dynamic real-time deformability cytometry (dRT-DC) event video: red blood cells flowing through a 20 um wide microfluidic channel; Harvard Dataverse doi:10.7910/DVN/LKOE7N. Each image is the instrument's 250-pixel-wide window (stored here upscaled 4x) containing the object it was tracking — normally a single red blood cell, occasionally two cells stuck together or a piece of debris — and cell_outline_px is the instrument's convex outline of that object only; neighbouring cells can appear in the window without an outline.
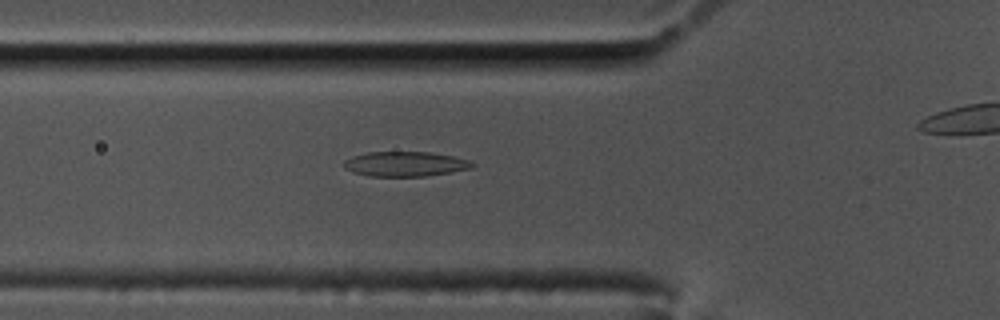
{"species": "common noctule bat (a hibernating species)", "species_latin": "Nyctalus noctula", "temperature_condition": "cold", "stored_images_in_passage": 43, "camera_frame_rate_fps": 3000, "um_per_image_px": 0.085, "animal": {"sex": "male", "body_mass_g": 17.5, "forearm_length_mm": 52.3}, "frame": {"image": 1, "passage_image": 13, "time_ms": 4.0, "image_size_px": [1000, 320], "cell_outline_px": [[476, 164], [472, 168], [452, 172], [424, 176], [368, 176], [352, 172], [344, 168], [344, 160], [352, 156], [368, 152], [428, 152], [452, 156], [472, 160]], "centroid_in_image_um": [34.46, 13.94], "position_along_channel_um": 91.3, "area_um2": 18.67}}
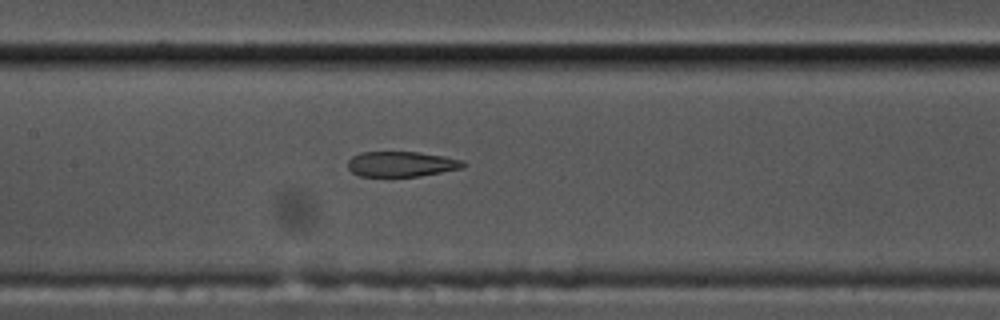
{"frame": {"image": 2, "passage_image": 20, "time_ms": 6.333, "image_size_px": [1000, 320], "cell_outline_px": [[464, 164], [460, 168], [420, 176], [360, 176], [352, 172], [348, 168], [348, 160], [352, 156], [360, 152], [416, 152], [444, 156], [464, 160]], "centroid_in_image_um": [34.08, 13.94], "position_along_channel_um": 173.3, "area_um2": 16.82}}
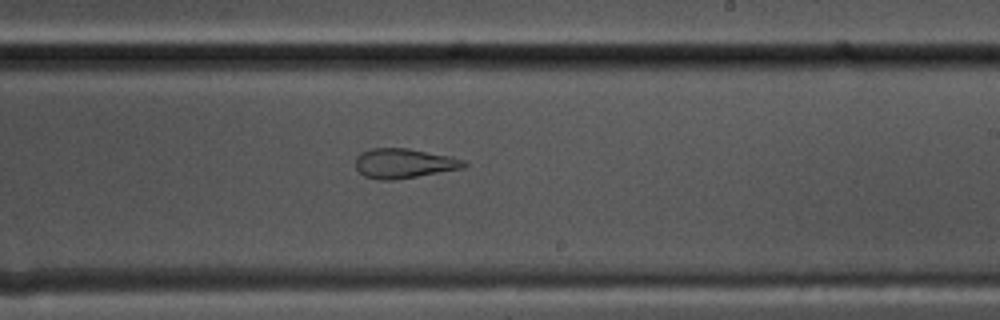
{"frame": {"image": 3, "passage_image": 27, "time_ms": 8.667, "image_size_px": [1000, 320], "cell_outline_px": [[468, 164], [464, 168], [392, 180], [380, 180], [364, 176], [356, 168], [356, 156], [360, 152], [372, 148], [408, 148], [452, 156], [464, 160]], "centroid_in_image_um": [34.33, 13.87], "position_along_channel_um": 254.7, "area_um2": 18.79}, "authors_computed_cell_mechanics": {"area_um2": 19.3052, "velocity_mm_per_s": 3.4946, "shape_relaxation_time_tau1_ms": null, "shape_relaxation_time_tau2_ms": 2.3544, "deformation_change_tau1": null, "deformation_change_tau2": 0.097}}